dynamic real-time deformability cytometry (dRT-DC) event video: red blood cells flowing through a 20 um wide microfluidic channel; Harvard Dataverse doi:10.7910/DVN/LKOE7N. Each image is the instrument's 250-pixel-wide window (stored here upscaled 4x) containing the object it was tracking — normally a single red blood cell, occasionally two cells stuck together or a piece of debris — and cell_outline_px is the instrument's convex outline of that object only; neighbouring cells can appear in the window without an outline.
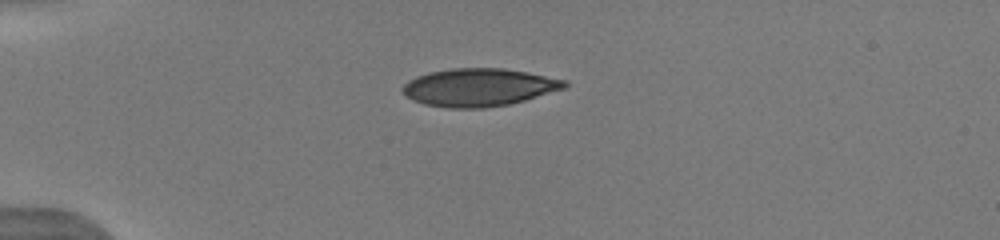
{"species": "human", "species_latin": "Homo sapiens", "temperature_condition": "warm", "stored_images_in_passage": 24, "camera_frame_rate_fps": 3000, "um_per_image_px": 0.085, "donor": {"sex": "male"}, "frame": {"image": 1, "passage_image": 1, "time_ms": 0.0, "image_size_px": [1000, 240], "cell_outline_px": [[568, 88], [524, 100], [508, 104], [484, 108], [448, 108], [424, 104], [412, 100], [400, 88], [408, 80], [416, 76], [428, 72], [452, 68], [504, 68], [568, 80]], "centroid_in_image_um": [40.72, 7.42], "position_along_channel_um": 44.3, "area_um2": 35.84}, "authors_computed_cell_mechanics": {"area_um2": 35.7204, "velocity_mm_per_s": 4.1229, "shape_relaxation_time_tau1_ms": 10.3658, "shape_relaxation_time_tau2_ms": 1.6035, "deformation_change_tau1": 0.2682, "deformation_change_tau2": 0.0724}}